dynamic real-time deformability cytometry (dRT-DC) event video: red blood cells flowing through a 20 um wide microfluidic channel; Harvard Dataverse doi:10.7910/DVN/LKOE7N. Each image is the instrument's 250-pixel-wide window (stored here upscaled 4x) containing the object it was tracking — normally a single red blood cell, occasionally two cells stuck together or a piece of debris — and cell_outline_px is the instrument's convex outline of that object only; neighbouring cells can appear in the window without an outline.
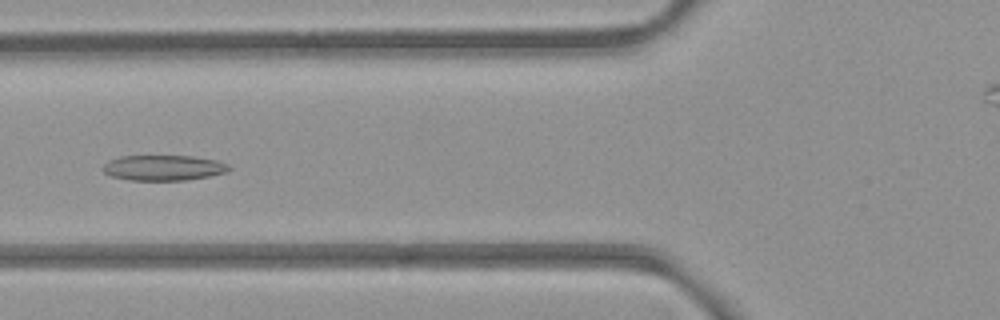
{"species": "common noctule bat (a hibernating species)", "species_latin": "Nyctalus noctula", "temperature_condition": "room temperature", "stored_images_in_passage": 44, "camera_frame_rate_fps": 3000, "um_per_image_px": 0.085, "animal": {"sex": "female", "body_mass_g": 21.9}, "frame": {"image": 1, "passage_image": 11, "time_ms": 3.333, "image_size_px": [1000, 320], "cell_outline_px": [[232, 168], [224, 172], [208, 176], [184, 180], [128, 180], [112, 176], [104, 172], [100, 168], [108, 160], [120, 156], [192, 156], [216, 160], [228, 164]], "centroid_in_image_um": [13.85, 14.25], "position_along_channel_um": 112.0, "area_um2": 18.61}}
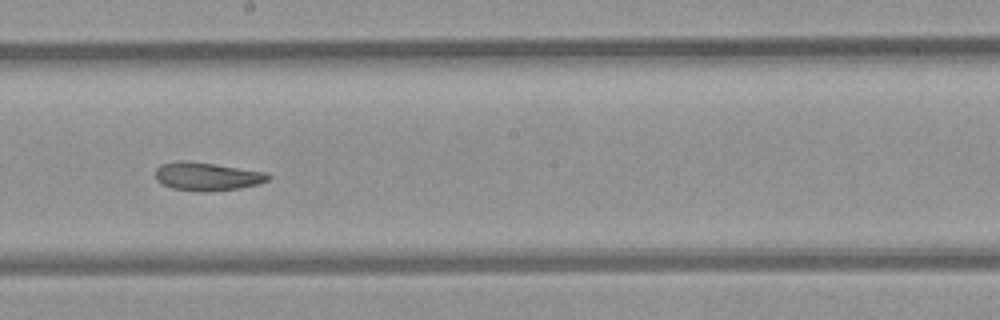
{"frame": {"image": 2, "passage_image": 20, "time_ms": 6.333, "image_size_px": [1000, 320], "cell_outline_px": [[272, 176], [268, 180], [260, 184], [240, 188], [200, 192], [172, 188], [156, 180], [156, 168], [160, 164], [180, 160], [184, 160], [216, 164], [268, 172]], "centroid_in_image_um": [17.63, 14.99], "position_along_channel_um": 230.6, "area_um2": 18.73}}
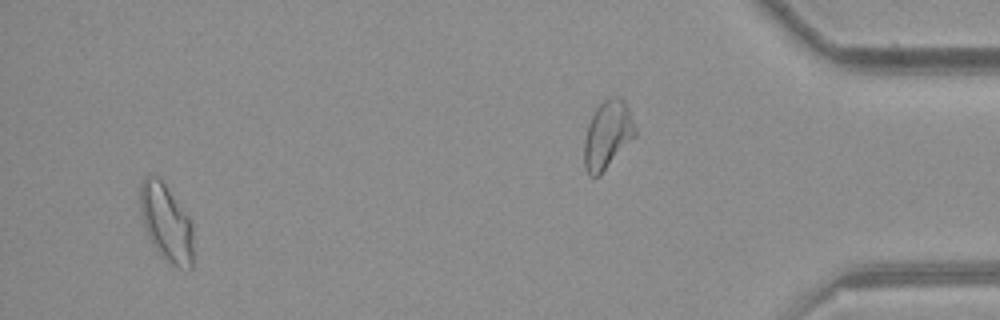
{"frame": {"image": 3, "passage_image": 41, "time_ms": 13.333, "image_size_px": [1000, 320], "cell_outline_px": [[192, 268], [176, 268], [168, 264], [160, 256], [148, 236], [144, 224], [140, 208], [140, 184], [144, 176], [156, 176], [164, 184], [188, 216], [192, 224]], "centroid_in_image_um": [14.13, 18.98], "position_along_channel_um": 421.1, "area_um2": 23.7}, "authors_computed_cell_mechanics": {"area_um2": 19.7387, "velocity_mm_per_s": 3.937, "shape_relaxation_time_tau1_ms": null, "shape_relaxation_time_tau2_ms": 4.892, "deformation_change_tau1": null, "deformation_change_tau2": 0.1277}}